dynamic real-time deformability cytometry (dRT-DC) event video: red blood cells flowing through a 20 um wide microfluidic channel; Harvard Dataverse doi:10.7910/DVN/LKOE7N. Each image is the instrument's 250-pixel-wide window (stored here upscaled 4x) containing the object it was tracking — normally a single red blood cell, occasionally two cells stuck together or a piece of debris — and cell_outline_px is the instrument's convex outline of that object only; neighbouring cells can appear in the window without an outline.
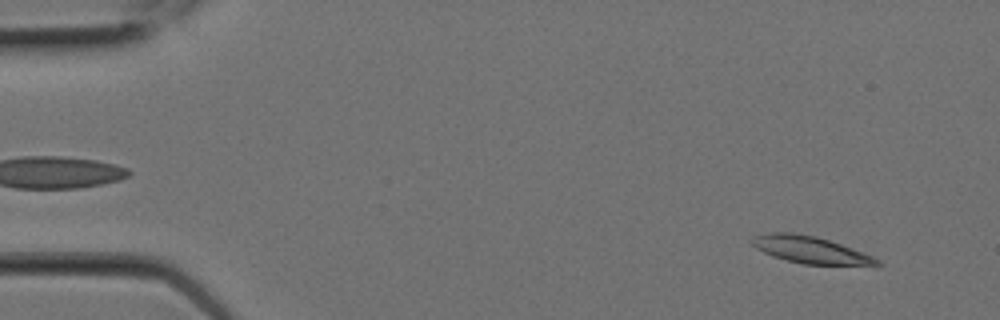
{"species": "Egyptian fruit bat (a non-hibernating species)", "species_latin": "Rousettus aegyptiacus", "temperature_condition": "room temperature", "stored_images_in_passage": 5, "camera_frame_rate_fps": 3000, "um_per_image_px": 0.085, "animal": {"sex": "female"}, "frame": {"image": 1, "passage_image": 1, "time_ms": 0.0, "image_size_px": [1000, 320], "cell_outline_px": [[884, 264], [804, 264], [772, 256], [756, 248], [748, 240], [752, 236], [772, 232], [792, 232], [816, 236], [840, 244], [872, 256], [880, 260]], "centroid_in_image_um": [68.78, 21.2], "position_along_channel_um": 16.2, "area_um2": 19.25}}
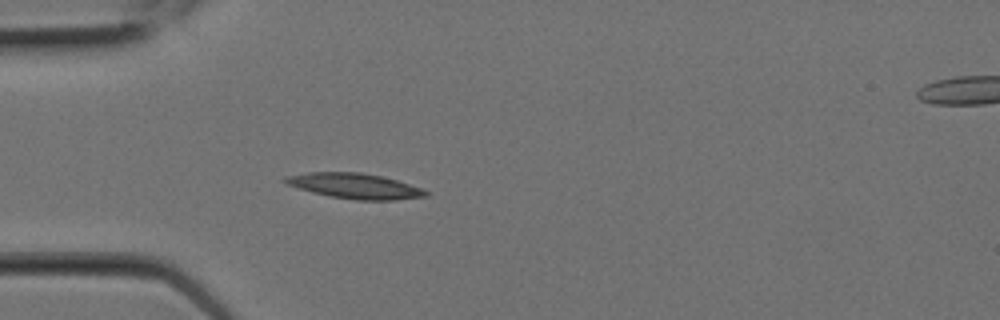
{"frame": {"image": 2, "passage_image": 5, "time_ms": 1.333, "image_size_px": [1000, 320], "cell_outline_px": [[428, 196], [396, 200], [356, 200], [332, 196], [312, 192], [288, 184], [280, 180], [284, 176], [308, 172], [360, 172], [380, 176], [396, 180], [420, 188], [428, 192]], "centroid_in_image_um": [30.13, 15.8], "position_along_channel_um": 54.9, "area_um2": 20.52}}